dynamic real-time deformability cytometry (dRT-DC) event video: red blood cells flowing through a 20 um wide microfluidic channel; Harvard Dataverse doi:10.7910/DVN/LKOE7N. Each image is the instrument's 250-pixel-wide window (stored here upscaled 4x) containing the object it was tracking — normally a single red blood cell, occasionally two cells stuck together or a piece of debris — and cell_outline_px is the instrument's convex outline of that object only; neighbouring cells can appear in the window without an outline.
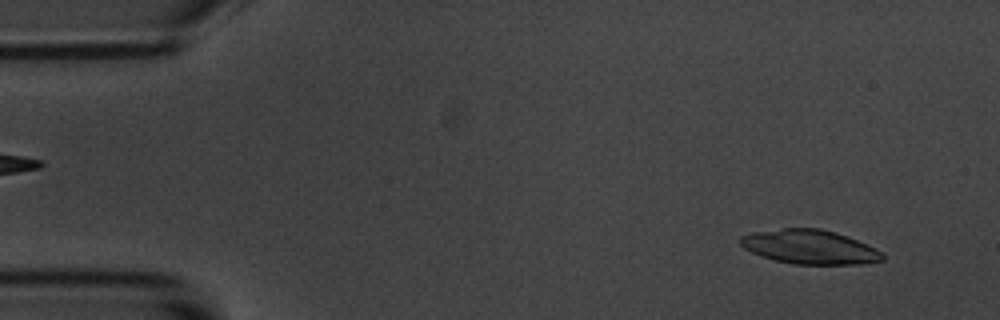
{"species": "common noctule bat (a hibernating species)", "species_latin": "Nyctalus noctula", "temperature_condition": "room temperature", "stored_images_in_passage": 56, "camera_frame_rate_fps": 3000, "um_per_image_px": 0.085, "animal": {"sex": "male", "body_mass_g": 20.1, "forearm_length_mm": 53.5}, "frame": {"image": 1, "passage_image": 4, "time_ms": 1.0, "image_size_px": [1000, 320], "cell_outline_px": [[884, 260], [864, 264], [792, 264], [760, 256], [744, 248], [740, 244], [740, 236], [752, 232], [784, 228], [820, 228], [836, 232], [848, 236], [876, 248], [884, 256]], "centroid_in_image_um": [68.83, 20.99], "position_along_channel_um": 16.2, "area_um2": 28.38}}
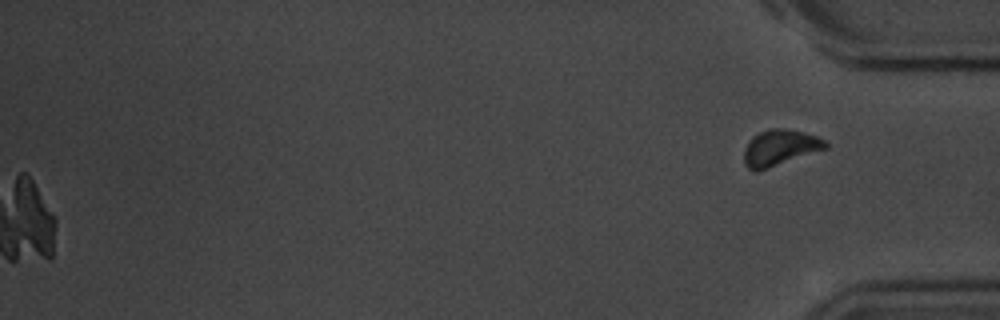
{"frame": {"image": 2, "passage_image": 56, "time_ms": 18.333, "image_size_px": [1000, 320], "cell_outline_px": [[828, 148], [756, 172], [748, 168], [744, 164], [744, 148], [748, 140], [752, 136], [768, 128], [788, 128], [804, 132], [816, 136], [824, 140], [828, 144]], "centroid_in_image_um": [66.26, 12.54], "position_along_channel_um": 368.9, "area_um2": 17.22}}